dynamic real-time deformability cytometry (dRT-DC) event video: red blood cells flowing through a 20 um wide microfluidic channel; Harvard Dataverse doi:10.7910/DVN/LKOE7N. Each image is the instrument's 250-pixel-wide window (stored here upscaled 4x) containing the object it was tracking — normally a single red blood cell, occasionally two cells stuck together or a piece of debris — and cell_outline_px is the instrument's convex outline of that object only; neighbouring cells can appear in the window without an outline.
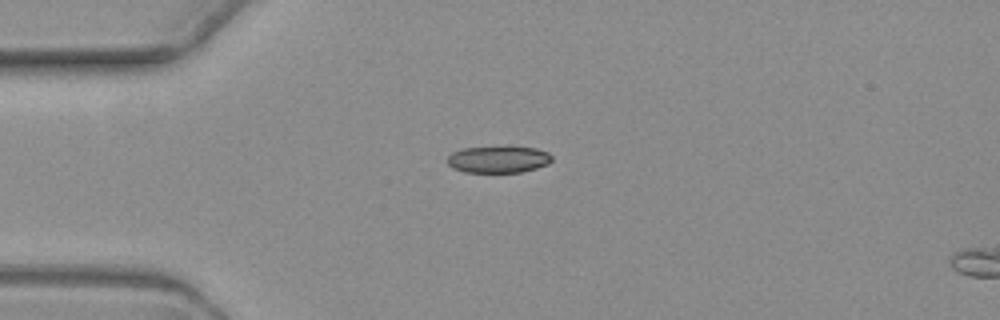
{"species": "common noctule bat (a hibernating species)", "species_latin": "Nyctalus noctula", "temperature_condition": "warm", "stored_images_in_passage": 4, "segment_of_instrument_passage": [1, 2], "camera_frame_rate_fps": 3000, "um_per_image_px": 0.085, "animal": {"sex": "female", "body_mass_g": 19.3, "forearm_length_mm": 54.1}, "frame": {"image": 1, "passage_image": 3, "time_ms": 2.333, "image_size_px": [1000, 320], "cell_outline_px": [[552, 160], [548, 164], [536, 168], [520, 172], [464, 172], [452, 168], [444, 160], [452, 152], [464, 148], [536, 148], [548, 152], [552, 156]], "centroid_in_image_um": [42.32, 13.57], "position_along_channel_um": 42.7, "area_um2": 16.07}}